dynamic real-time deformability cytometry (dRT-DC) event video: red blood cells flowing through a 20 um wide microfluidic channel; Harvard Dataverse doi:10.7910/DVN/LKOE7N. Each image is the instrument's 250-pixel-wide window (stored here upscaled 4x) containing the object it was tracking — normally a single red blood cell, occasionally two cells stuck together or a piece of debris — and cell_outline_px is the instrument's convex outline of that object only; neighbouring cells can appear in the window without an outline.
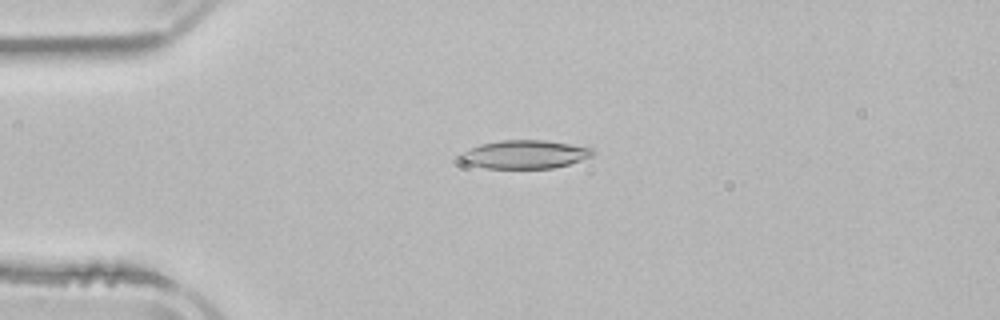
{"species": "common noctule bat (a hibernating species)", "species_latin": "Nyctalus noctula", "temperature_condition": "room temperature", "stored_images_in_passage": 5, "camera_frame_rate_fps": 3000, "um_per_image_px": 0.085, "animal": {"sex": "male", "body_mass_g": 21.5, "forearm_length_mm": 52.0}, "frame": {"image": 1, "passage_image": 3, "time_ms": 2.667, "image_size_px": [1000, 320], "cell_outline_px": [[596, 152], [592, 156], [568, 164], [552, 168], [484, 168], [468, 164], [460, 160], [460, 152], [480, 144], [500, 140], [544, 140], [592, 148]], "centroid_in_image_um": [44.57, 13.12], "position_along_channel_um": 40.4, "area_um2": 21.79}}
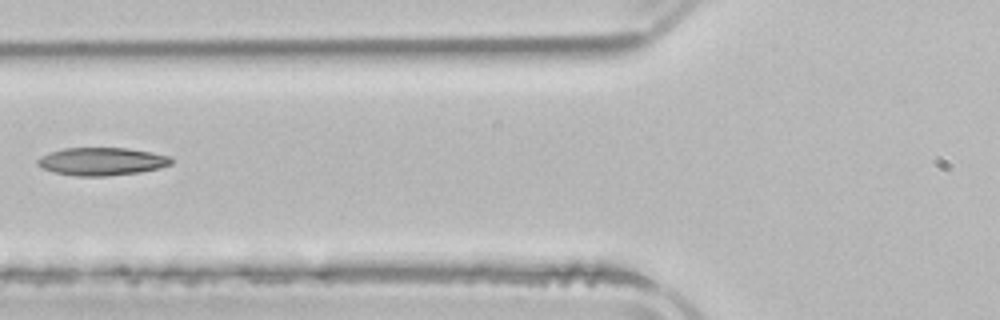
{"frame": {"image": 2, "passage_image": 5, "time_ms": 5.333, "image_size_px": [1000, 320], "cell_outline_px": [[172, 164], [160, 168], [140, 172], [108, 176], [76, 176], [52, 172], [40, 168], [36, 164], [36, 160], [40, 156], [64, 148], [128, 148], [152, 152], [172, 156]], "centroid_in_image_um": [8.65, 13.73], "position_along_channel_um": 117.1, "area_um2": 21.96}}